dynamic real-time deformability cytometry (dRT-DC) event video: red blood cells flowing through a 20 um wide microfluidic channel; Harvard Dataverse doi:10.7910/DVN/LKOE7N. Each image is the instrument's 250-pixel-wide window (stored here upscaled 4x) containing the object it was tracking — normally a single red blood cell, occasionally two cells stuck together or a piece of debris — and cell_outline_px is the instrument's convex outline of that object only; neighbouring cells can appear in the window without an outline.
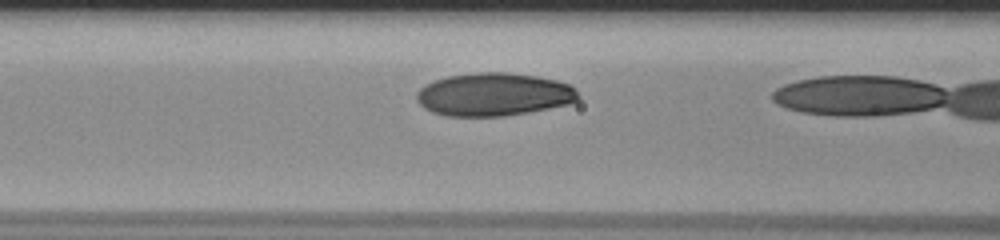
{"species": "human", "species_latin": "Homo sapiens", "temperature_condition": "room temperature", "stored_images_in_passage": 11, "camera_frame_rate_fps": 3000, "um_per_image_px": 0.085, "donor": {"sex": "male"}, "frame": {"image": 1, "passage_image": 10, "time_ms": 3.0, "image_size_px": [1000, 240], "cell_outline_px": [[580, 100], [572, 104], [528, 112], [504, 116], [444, 116], [432, 112], [424, 108], [416, 100], [416, 92], [424, 84], [448, 76], [476, 72], [504, 72], [536, 76], [556, 80], [568, 84], [576, 88], [580, 96]], "centroid_in_image_um": [41.99, 8.03], "position_along_channel_um": 124.6, "area_um2": 40.92}}